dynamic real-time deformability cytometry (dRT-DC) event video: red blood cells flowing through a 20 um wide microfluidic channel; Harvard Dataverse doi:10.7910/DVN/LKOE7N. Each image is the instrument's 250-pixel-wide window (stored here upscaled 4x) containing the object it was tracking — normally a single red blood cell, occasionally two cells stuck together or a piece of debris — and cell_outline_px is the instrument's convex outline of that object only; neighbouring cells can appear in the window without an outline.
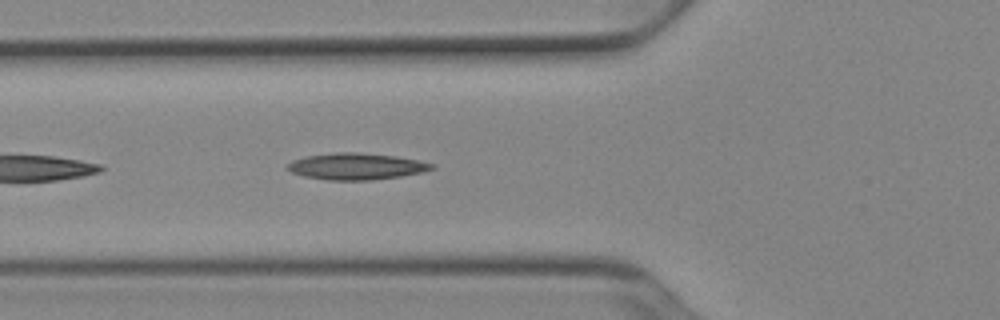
{"species": "Egyptian fruit bat (a non-hibernating species)", "species_latin": "Rousettus aegyptiacus", "temperature_condition": "cold", "stored_images_in_passage": 38, "camera_frame_rate_fps": 3000, "um_per_image_px": 0.085, "animal": {"sex": "female"}, "frame": {"image": 1, "passage_image": 4, "time_ms": 1.0, "image_size_px": [1000, 320], "cell_outline_px": [[436, 168], [420, 172], [400, 176], [372, 180], [328, 180], [304, 176], [292, 172], [284, 168], [292, 160], [304, 156], [336, 152], [360, 152], [396, 156], [436, 164]], "centroid_in_image_um": [30.26, 14.13], "position_along_channel_um": 95.5, "area_um2": 22.37}}
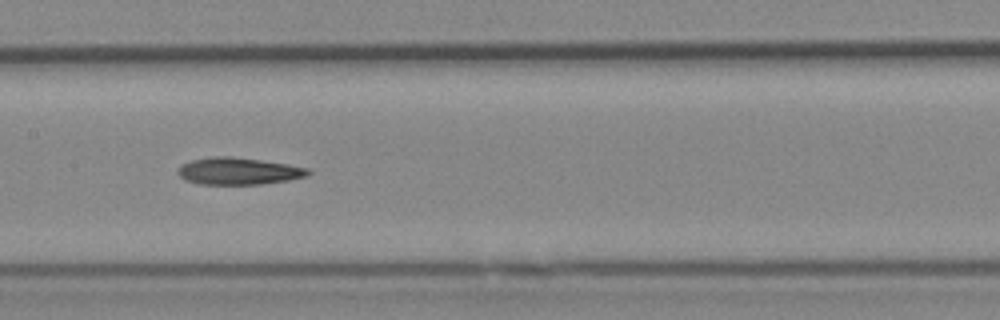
{"frame": {"image": 2, "passage_image": 11, "time_ms": 3.333, "image_size_px": [1000, 320], "cell_outline_px": [[312, 172], [308, 176], [288, 180], [260, 184], [200, 184], [184, 180], [176, 172], [180, 164], [192, 160], [212, 156], [232, 156], [288, 164], [308, 168]], "centroid_in_image_um": [20.25, 14.54], "position_along_channel_um": 187.1, "area_um2": 20.63}}
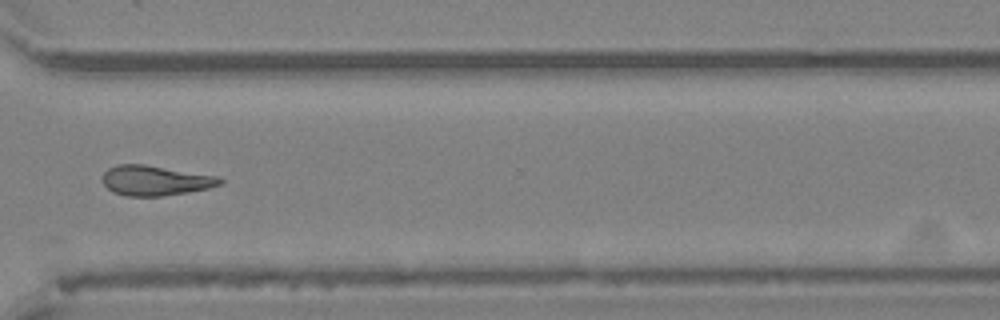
{"frame": {"image": 3, "passage_image": 24, "time_ms": 7.667, "image_size_px": [1000, 320], "cell_outline_px": [[224, 180], [220, 184], [208, 188], [188, 192], [160, 196], [124, 196], [112, 192], [104, 184], [104, 172], [108, 168], [116, 164], [144, 164], [216, 176]], "centroid_in_image_um": [13.16, 15.34], "position_along_channel_um": 357.4, "area_um2": 20.35}}